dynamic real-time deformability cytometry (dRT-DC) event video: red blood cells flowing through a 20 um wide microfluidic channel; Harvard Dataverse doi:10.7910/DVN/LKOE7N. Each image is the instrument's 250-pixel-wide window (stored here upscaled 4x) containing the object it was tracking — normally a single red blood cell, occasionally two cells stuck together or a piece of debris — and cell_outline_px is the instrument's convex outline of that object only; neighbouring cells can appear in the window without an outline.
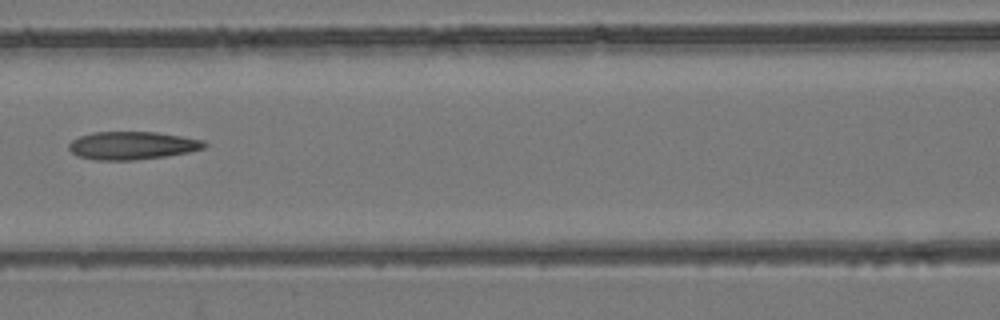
{"species": "common noctule bat (a hibernating species)", "species_latin": "Nyctalus noctula", "temperature_condition": "room temperature", "stored_images_in_passage": 4, "camera_frame_rate_fps": 3000, "um_per_image_px": 0.085, "animal": {"sex": "female", "body_mass_g": 24.6, "forearm_length_mm": 56.2}, "frame": {"image": 1, "passage_image": 4, "time_ms": 1.0, "image_size_px": [1000, 320], "cell_outline_px": [[208, 144], [204, 148], [188, 152], [164, 156], [132, 160], [96, 160], [76, 156], [68, 148], [68, 144], [72, 140], [80, 136], [92, 132], [156, 132], [204, 140]], "centroid_in_image_um": [11.21, 12.37], "position_along_channel_um": 155.4, "area_um2": 22.02}}